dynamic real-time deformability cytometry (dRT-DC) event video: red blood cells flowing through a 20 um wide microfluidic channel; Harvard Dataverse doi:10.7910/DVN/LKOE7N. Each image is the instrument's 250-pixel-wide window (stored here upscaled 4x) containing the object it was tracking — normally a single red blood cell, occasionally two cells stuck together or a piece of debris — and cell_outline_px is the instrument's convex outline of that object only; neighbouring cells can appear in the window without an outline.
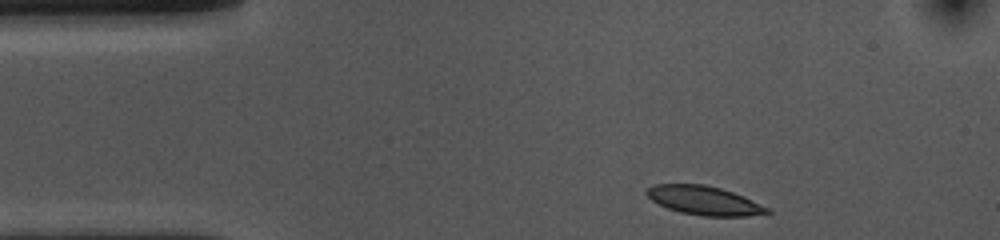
{"species": "common noctule bat (a hibernating species)", "species_latin": "Nyctalus noctula", "temperature_condition": "cold", "stored_images_in_passage": 36, "camera_frame_rate_fps": 3000, "um_per_image_px": 0.085, "animal": {"sex": "female", "body_mass_g": 10.0, "forearm_length_mm": 53.1}, "frame": {"image": 1, "passage_image": 1, "time_ms": 0.0, "image_size_px": [1000, 240], "cell_outline_px": [[772, 212], [748, 216], [700, 216], [680, 212], [668, 208], [652, 200], [644, 192], [648, 188], [656, 184], [704, 184], [720, 188], [744, 196], [772, 208]], "centroid_in_image_um": [59.91, 17.05], "position_along_channel_um": 25.1, "area_um2": 20.35}}
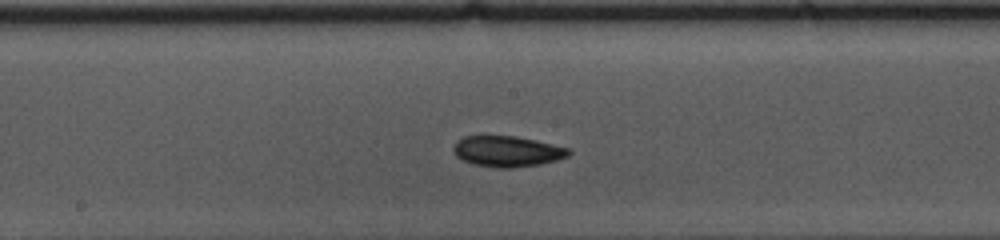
{"frame": {"image": 2, "passage_image": 20, "time_ms": 6.333, "image_size_px": [1000, 240], "cell_outline_px": [[572, 152], [568, 156], [556, 160], [540, 164], [512, 168], [500, 168], [472, 164], [456, 156], [452, 148], [456, 140], [464, 136], [516, 136], [536, 140], [568, 148]], "centroid_in_image_um": [43.1, 12.86], "position_along_channel_um": 205.1, "area_um2": 20.69}}
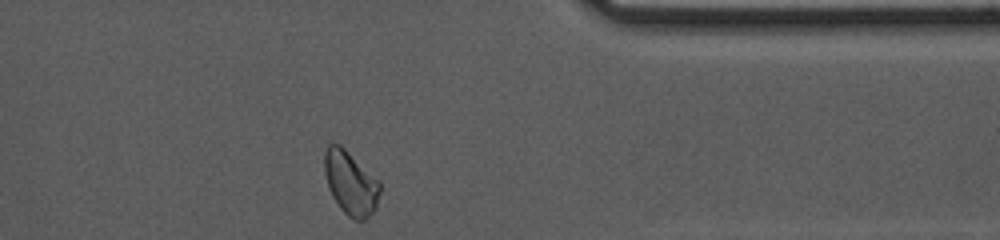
{"frame": {"image": 3, "passage_image": 36, "time_ms": 11.667, "image_size_px": [1000, 240], "cell_outline_px": [[380, 192], [376, 208], [364, 220], [356, 220], [348, 216], [340, 208], [332, 196], [328, 188], [324, 172], [324, 152], [328, 144], [340, 144], [380, 180]], "centroid_in_image_um": [29.8, 15.54], "position_along_channel_um": 381.6, "area_um2": 20.75}, "authors_computed_cell_mechanics": {"area_um2": 20.6635, "velocity_mm_per_s": 3.6172, "shape_relaxation_time_tau1_ms": 3.7286, "shape_relaxation_time_tau2_ms": 8.7928, "deformation_change_tau1": 0.0875, "deformation_change_tau2": 0.1103}}